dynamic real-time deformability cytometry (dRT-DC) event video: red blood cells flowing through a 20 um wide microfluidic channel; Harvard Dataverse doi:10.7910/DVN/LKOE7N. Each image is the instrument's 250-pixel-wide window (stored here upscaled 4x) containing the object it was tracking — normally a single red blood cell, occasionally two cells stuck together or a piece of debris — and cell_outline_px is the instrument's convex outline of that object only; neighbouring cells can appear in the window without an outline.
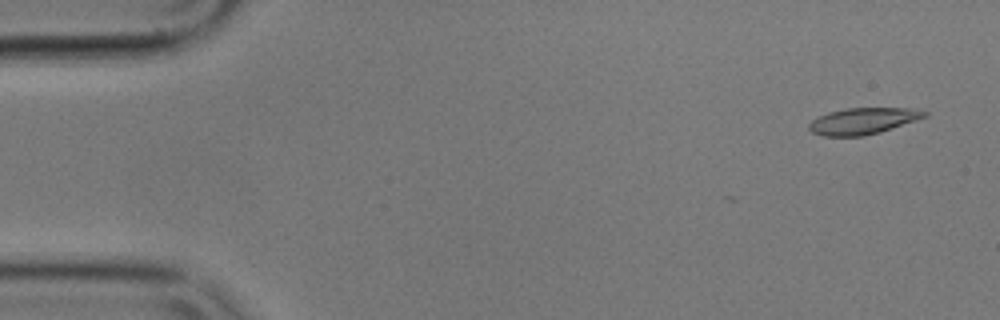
{"species": "common noctule bat (a hibernating species)", "species_latin": "Nyctalus noctula", "temperature_condition": "cold", "stored_images_in_passage": 55, "camera_frame_rate_fps": 3000, "um_per_image_px": 0.085, "animal": {"sex": "male", "body_mass_g": 17.9}, "frame": {"image": 1, "passage_image": 2, "time_ms": 0.333, "image_size_px": [1000, 320], "cell_outline_px": [[928, 116], [880, 132], [864, 136], [824, 136], [812, 132], [808, 128], [808, 124], [812, 120], [828, 112], [848, 108], [908, 108], [928, 112]], "centroid_in_image_um": [73.34, 10.29], "position_along_channel_um": 11.7, "area_um2": 17.63}}
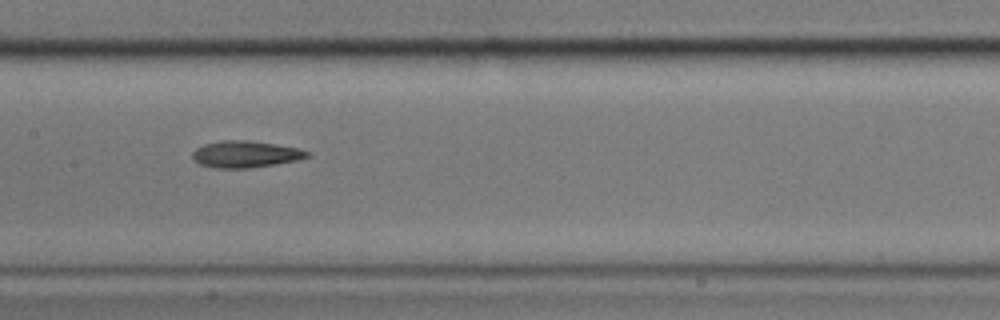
{"frame": {"image": 2, "passage_image": 26, "time_ms": 8.333, "image_size_px": [1000, 320], "cell_outline_px": [[312, 156], [296, 160], [276, 164], [248, 168], [216, 168], [200, 164], [192, 160], [192, 152], [196, 148], [204, 144], [220, 140], [248, 140], [296, 148], [312, 152]], "centroid_in_image_um": [20.84, 13.11], "position_along_channel_um": 186.6, "area_um2": 17.86}}
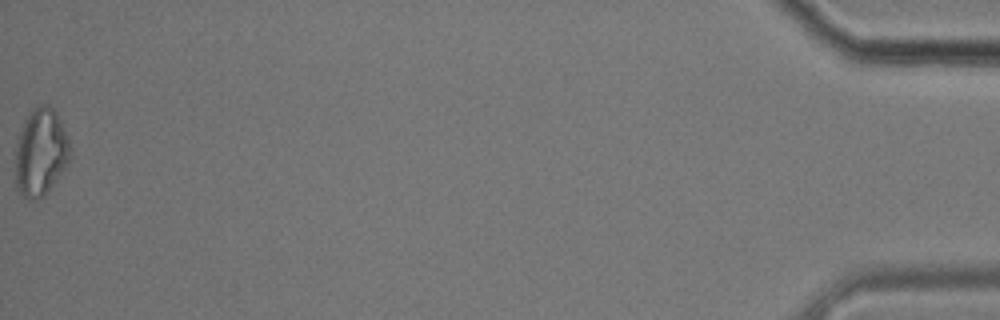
{"frame": {"image": 3, "passage_image": 55, "time_ms": 18.0, "image_size_px": [1000, 320], "cell_outline_px": [[68, 160], [64, 168], [44, 196], [36, 200], [28, 200], [16, 188], [16, 140], [24, 120], [28, 112], [32, 108], [40, 104], [48, 104], [56, 112], [68, 136]], "centroid_in_image_um": [3.42, 12.91], "position_along_channel_um": 431.8, "area_um2": 27.69}, "authors_computed_cell_mechanics": {"area_um2": 18.3226, "velocity_mm_per_s": 3.5678, "shape_relaxation_time_tau1_ms": 4.0274, "shape_relaxation_time_tau2_ms": 5.6206, "deformation_change_tau1": 0.1153, "deformation_change_tau2": 0.1576}}